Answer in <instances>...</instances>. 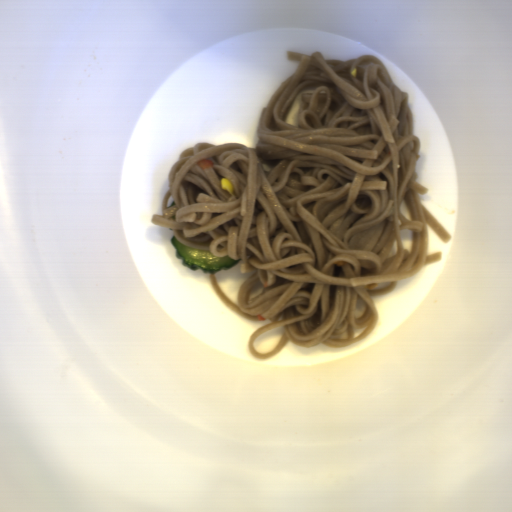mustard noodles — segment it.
I'll use <instances>...</instances> for the list:
<instances>
[{"label": "mustard noodles", "mask_w": 512, "mask_h": 512, "mask_svg": "<svg viewBox=\"0 0 512 512\" xmlns=\"http://www.w3.org/2000/svg\"><path fill=\"white\" fill-rule=\"evenodd\" d=\"M299 61L261 107L255 148L197 141L168 175L155 226L253 273L235 303L214 272L215 295L243 319L271 323L251 333L254 359L289 342L347 347L372 333L373 300L426 265L428 227L452 235L421 203L422 147L409 94L373 54L346 61L287 51Z\"/></svg>", "instance_id": "0af2e427"}]
</instances>
